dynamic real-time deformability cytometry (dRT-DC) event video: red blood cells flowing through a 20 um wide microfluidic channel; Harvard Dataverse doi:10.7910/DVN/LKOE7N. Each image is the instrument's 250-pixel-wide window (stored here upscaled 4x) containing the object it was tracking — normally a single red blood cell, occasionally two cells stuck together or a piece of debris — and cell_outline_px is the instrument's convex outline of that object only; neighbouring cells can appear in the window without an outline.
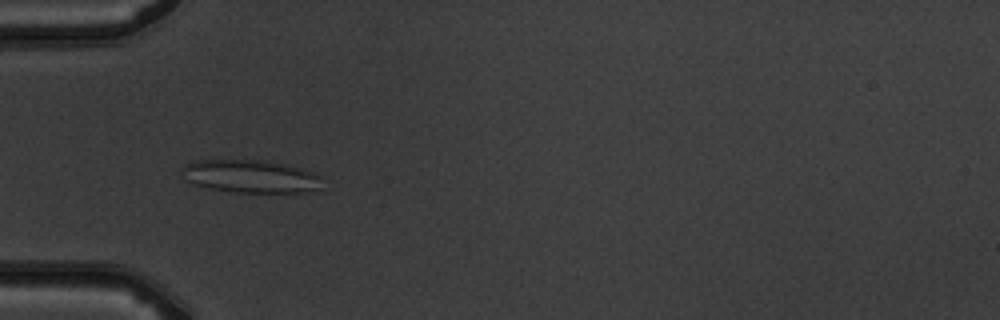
{"species": "common noctule bat (a hibernating species)", "species_latin": "Nyctalus noctula", "temperature_condition": "warm", "stored_images_in_passage": 5, "camera_frame_rate_fps": 3000, "um_per_image_px": 0.085, "animal": {"sex": "male", "body_mass_g": 19.5, "forearm_length_mm": 54.6}, "frame": {"image": 1, "passage_image": 4, "time_ms": 4.333, "image_size_px": [1000, 320], "cell_outline_px": [[320, 188], [304, 192], [236, 192], [208, 188], [192, 184], [184, 180], [180, 168], [184, 164], [192, 160], [268, 160], [300, 168], [312, 172], [320, 176]], "centroid_in_image_um": [21.2, 14.98], "position_along_channel_um": 63.8, "area_um2": 27.05}}
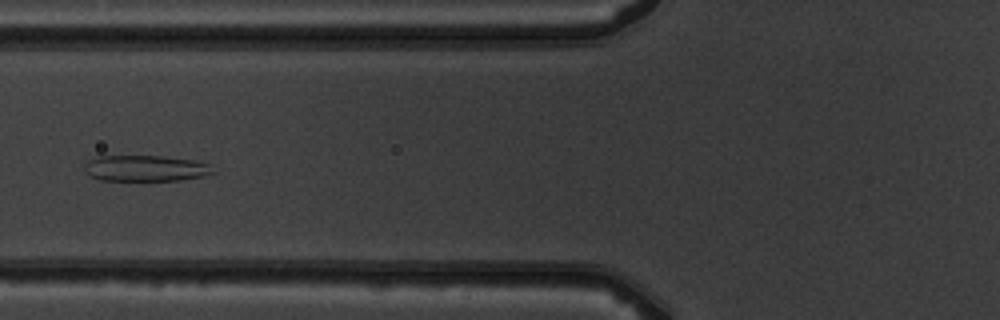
{"frame": {"image": 2, "passage_image": 5, "time_ms": 5.667, "image_size_px": [1000, 320], "cell_outline_px": [[216, 172], [204, 176], [180, 180], [100, 180], [88, 176], [84, 172], [84, 164], [88, 160], [100, 156], [160, 156], [196, 160], [208, 164]], "centroid_in_image_um": [12.34, 14.31], "position_along_channel_um": 113.5, "area_um2": 19.59}}